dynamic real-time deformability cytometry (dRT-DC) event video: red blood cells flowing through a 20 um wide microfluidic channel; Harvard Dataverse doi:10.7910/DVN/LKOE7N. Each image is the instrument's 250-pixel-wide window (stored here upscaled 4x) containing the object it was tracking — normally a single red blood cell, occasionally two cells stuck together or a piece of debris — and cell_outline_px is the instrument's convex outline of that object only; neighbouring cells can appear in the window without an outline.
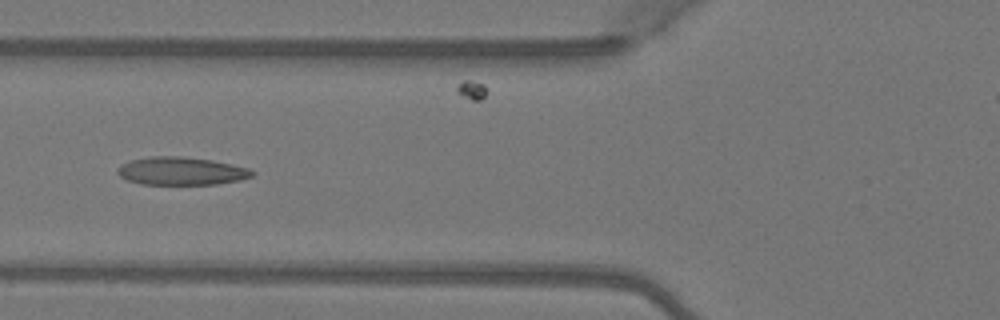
{"species": "Egyptian fruit bat (a non-hibernating species)", "species_latin": "Rousettus aegyptiacus", "temperature_condition": "warm", "stored_images_in_passage": 7, "camera_frame_rate_fps": 3000, "um_per_image_px": 0.085, "animal": {"sex": "female"}, "frame": {"image": 1, "passage_image": 4, "time_ms": 1.0, "image_size_px": [1000, 320], "cell_outline_px": [[256, 172], [252, 176], [240, 180], [216, 184], [140, 184], [128, 180], [120, 176], [116, 172], [116, 168], [120, 164], [128, 160], [152, 156], [180, 156], [212, 160], [232, 164], [248, 168]], "centroid_in_image_um": [15.37, 14.53], "position_along_channel_um": 110.4, "area_um2": 22.08}}
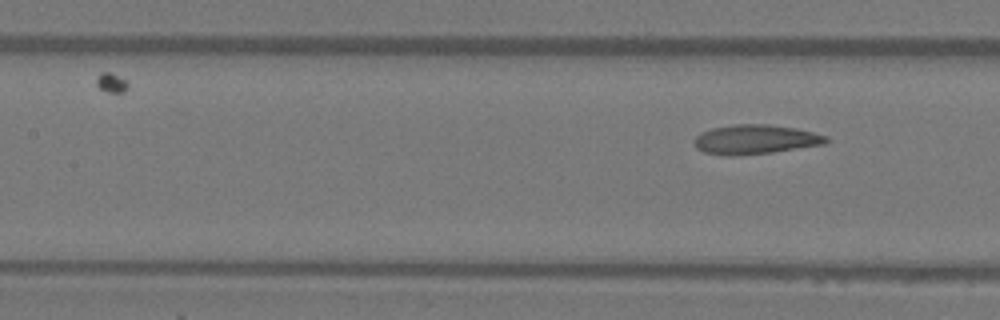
{"frame": {"image": 2, "passage_image": 7, "time_ms": 2.0, "image_size_px": [1000, 320], "cell_outline_px": [[828, 140], [824, 144], [772, 152], [740, 156], [728, 156], [704, 152], [696, 148], [696, 136], [700, 132], [712, 128], [736, 124], [768, 124], [796, 128], [828, 136]], "centroid_in_image_um": [64.19, 11.85], "position_along_channel_um": 143.2, "area_um2": 22.54}}